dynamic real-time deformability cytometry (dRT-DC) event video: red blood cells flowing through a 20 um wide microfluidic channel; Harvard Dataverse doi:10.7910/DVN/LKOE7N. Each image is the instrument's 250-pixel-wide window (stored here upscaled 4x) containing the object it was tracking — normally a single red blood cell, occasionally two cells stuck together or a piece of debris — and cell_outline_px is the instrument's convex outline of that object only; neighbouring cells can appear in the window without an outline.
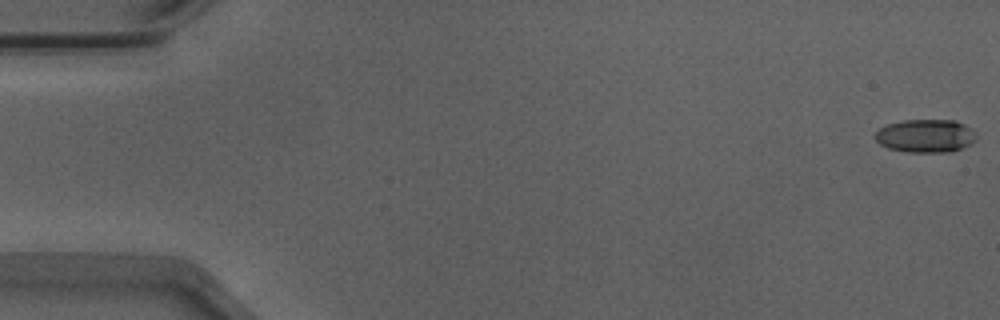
{"species": "Egyptian fruit bat (a non-hibernating species)", "species_latin": "Rousettus aegyptiacus", "temperature_condition": "warm", "stored_images_in_passage": 54, "segment_of_instrument_passage": [1, 2], "camera_frame_rate_fps": 3000, "um_per_image_px": 0.085, "animal": {"sex": "male"}, "frame": {"image": 1, "passage_image": 1, "time_ms": 0.0, "image_size_px": [1000, 320], "cell_outline_px": [[976, 140], [952, 152], [908, 152], [888, 148], [880, 144], [876, 140], [876, 132], [880, 128], [888, 124], [904, 120], [956, 120], [964, 124], [976, 136]], "centroid_in_image_um": [78.65, 11.55], "position_along_channel_um": 6.3, "area_um2": 19.31}}
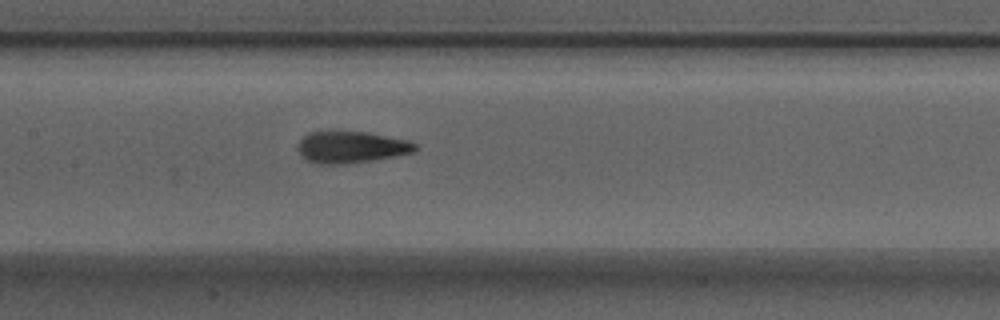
{"frame": {"image": 2, "passage_image": 26, "time_ms": 8.333, "image_size_px": [1000, 320], "cell_outline_px": [[416, 148], [412, 152], [372, 160], [344, 164], [320, 164], [308, 160], [296, 148], [296, 144], [308, 132], [364, 132], [408, 140], [416, 144]], "centroid_in_image_um": [29.81, 12.51], "position_along_channel_um": 177.6, "area_um2": 21.21}}
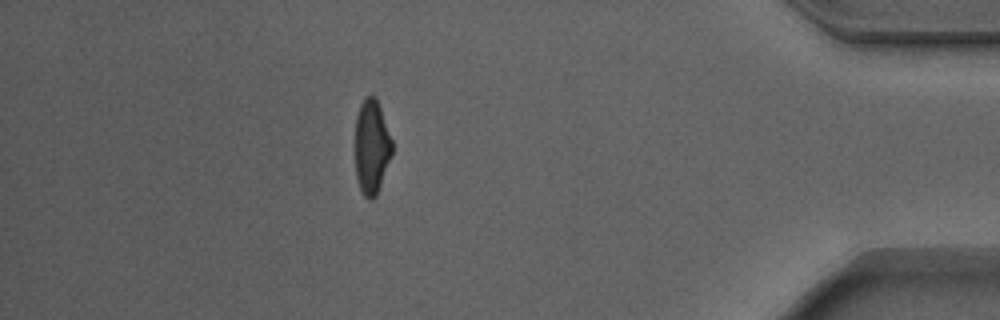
{"frame": {"image": 3, "passage_image": 47, "time_ms": 15.333, "image_size_px": [1000, 320], "cell_outline_px": [[392, 152], [376, 196], [372, 200], [368, 200], [364, 196], [360, 188], [356, 176], [356, 116], [360, 104], [364, 96], [376, 96], [392, 140]], "centroid_in_image_um": [31.58, 12.46], "position_along_channel_um": 403.6, "area_um2": 20.11}}